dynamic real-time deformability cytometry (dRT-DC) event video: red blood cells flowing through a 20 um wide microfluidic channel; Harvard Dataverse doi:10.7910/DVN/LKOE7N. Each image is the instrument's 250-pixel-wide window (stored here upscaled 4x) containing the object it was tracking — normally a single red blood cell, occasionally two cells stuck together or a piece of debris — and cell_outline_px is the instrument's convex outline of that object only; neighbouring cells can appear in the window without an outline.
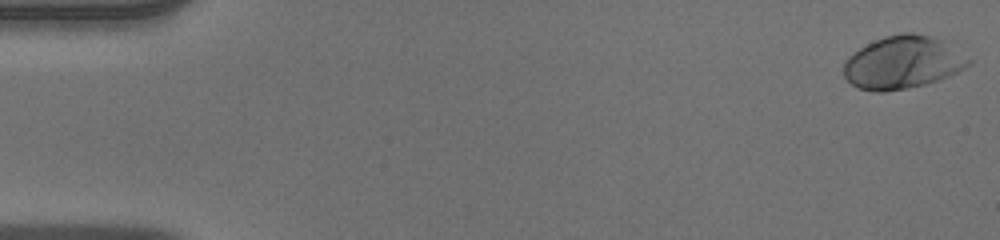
{"species": "human", "species_latin": "Homo sapiens", "temperature_condition": "warm", "stored_images_in_passage": 52, "camera_frame_rate_fps": 3000, "um_per_image_px": 0.085, "donor": {"sex": "male"}, "frame": {"image": 1, "passage_image": 1, "time_ms": 0.0, "image_size_px": [1000, 240], "cell_outline_px": [[972, 64], [948, 76], [924, 84], [908, 88], [884, 92], [872, 92], [860, 88], [852, 84], [844, 76], [844, 64], [848, 56], [860, 48], [884, 36], [900, 32], [912, 32], [956, 40], [972, 60]], "centroid_in_image_um": [76.87, 5.25], "position_along_channel_um": 8.1, "area_um2": 39.48}}
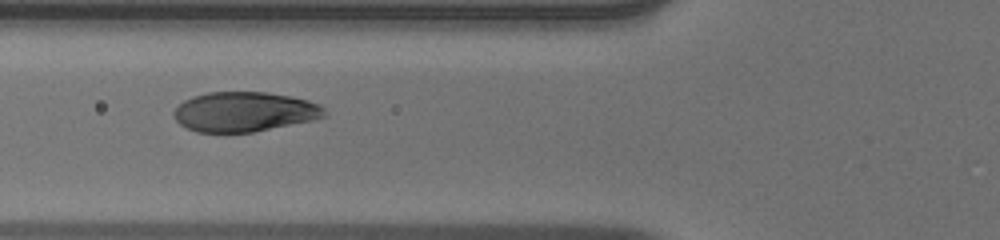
{"frame": {"image": 2, "passage_image": 20, "time_ms": 6.333, "image_size_px": [1000, 240], "cell_outline_px": [[324, 116], [312, 120], [252, 132], [196, 132], [180, 124], [172, 116], [172, 112], [184, 100], [192, 96], [208, 92], [264, 92], [292, 96], [308, 100], [320, 104], [324, 108]], "centroid_in_image_um": [20.74, 9.49], "position_along_channel_um": 105.1, "area_um2": 34.8}}
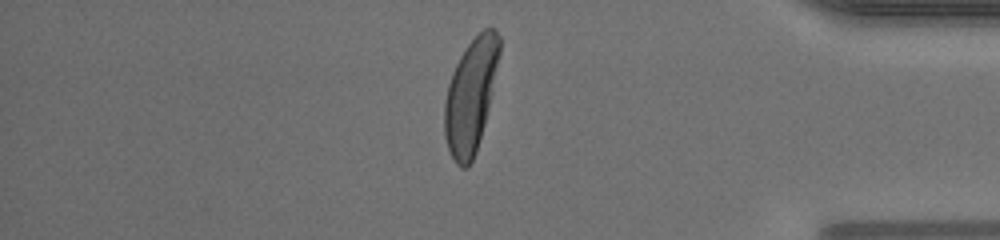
{"frame": {"image": 3, "passage_image": 44, "time_ms": 14.333, "image_size_px": [1000, 240], "cell_outline_px": [[500, 52], [484, 124], [476, 152], [468, 168], [460, 168], [456, 164], [448, 148], [444, 132], [444, 104], [448, 84], [452, 72], [460, 56], [468, 44], [484, 28], [496, 28], [500, 36]], "centroid_in_image_um": [39.99, 8.13], "position_along_channel_um": 395.2, "area_um2": 35.89}, "authors_computed_cell_mechanics": {"area_um2": 36.8764, "velocity_mm_per_s": 3.9729, "shape_relaxation_time_tau1_ms": 2.1775, "shape_relaxation_time_tau2_ms": null, "deformation_change_tau1": 0.1836, "deformation_change_tau2": null}}